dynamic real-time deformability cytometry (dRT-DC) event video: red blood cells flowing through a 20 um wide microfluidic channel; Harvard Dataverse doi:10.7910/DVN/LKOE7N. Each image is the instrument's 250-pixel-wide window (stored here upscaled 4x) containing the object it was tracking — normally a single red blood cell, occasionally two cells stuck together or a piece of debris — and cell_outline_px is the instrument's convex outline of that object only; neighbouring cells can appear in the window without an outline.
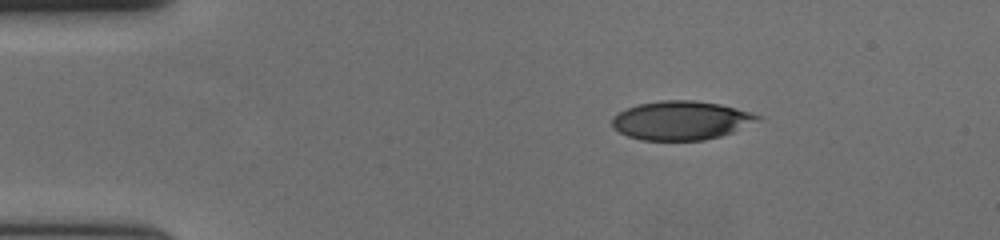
{"species": "human", "species_latin": "Homo sapiens", "temperature_condition": "cold", "stored_images_in_passage": 49, "camera_frame_rate_fps": 3000, "um_per_image_px": 0.085, "donor": {"sex": "female"}, "frame": {"image": 1, "passage_image": 1, "time_ms": 0.0, "image_size_px": [1000, 240], "cell_outline_px": [[764, 116], [732, 132], [720, 136], [704, 140], [640, 140], [628, 136], [612, 128], [612, 116], [636, 104], [660, 100], [692, 100], [720, 104], [736, 108]], "centroid_in_image_um": [57.84, 10.23], "position_along_channel_um": 27.2, "area_um2": 32.77}}
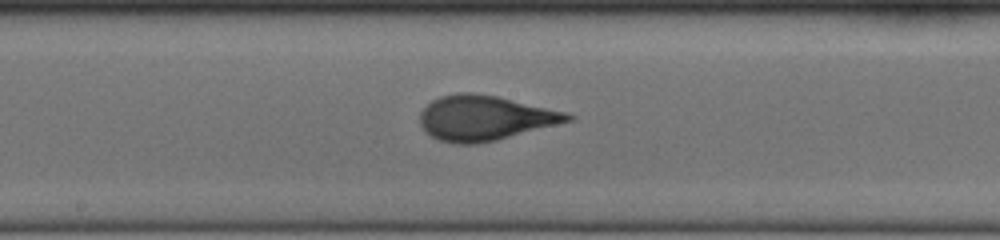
{"frame": {"image": 2, "passage_image": 22, "time_ms": 7.0, "image_size_px": [1000, 240], "cell_outline_px": [[576, 116], [572, 120], [496, 140], [476, 144], [456, 144], [440, 140], [424, 132], [420, 124], [420, 112], [432, 100], [440, 96], [456, 92], [472, 92], [496, 96], [568, 112]], "centroid_in_image_um": [41.18, 10.02], "position_along_channel_um": 207.0, "area_um2": 38.61}}
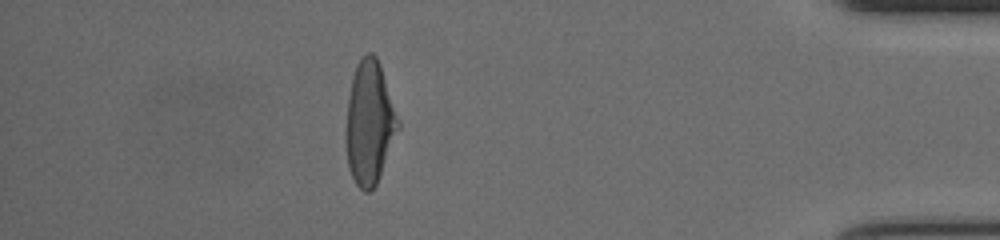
{"frame": {"image": 3, "passage_image": 42, "time_ms": 13.667, "image_size_px": [1000, 240], "cell_outline_px": [[400, 128], [376, 184], [368, 192], [364, 192], [356, 184], [348, 168], [344, 136], [344, 132], [348, 96], [352, 76], [356, 64], [368, 52], [372, 52], [376, 56], [380, 64], [400, 120]], "centroid_in_image_um": [31.39, 10.43], "position_along_channel_um": 403.8, "area_um2": 37.97}, "authors_computed_cell_mechanics": {"area_um2": 37.1654, "velocity_mm_per_s": 3.6397, "shape_relaxation_time_tau1_ms": 4.2525, "shape_relaxation_time_tau2_ms": 0.884, "deformation_change_tau1": 0.1958, "deformation_change_tau2": 0.0789}}